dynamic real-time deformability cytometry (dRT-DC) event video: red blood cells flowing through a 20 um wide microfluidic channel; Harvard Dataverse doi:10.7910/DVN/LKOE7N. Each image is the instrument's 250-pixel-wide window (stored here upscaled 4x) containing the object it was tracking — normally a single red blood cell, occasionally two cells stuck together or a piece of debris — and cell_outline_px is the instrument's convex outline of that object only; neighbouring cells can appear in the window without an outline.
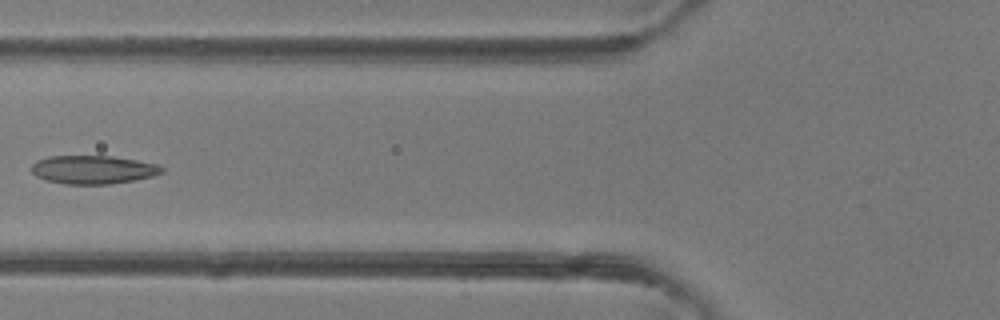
{"species": "common noctule bat (a hibernating species)", "species_latin": "Nyctalus noctula", "temperature_condition": "room temperature", "stored_images_in_passage": 6, "camera_frame_rate_fps": 3000, "um_per_image_px": 0.085, "animal": {"sex": "female"}, "frame": {"image": 1, "passage_image": 6, "time_ms": 5.667, "image_size_px": [1000, 320], "cell_outline_px": [[164, 172], [152, 176], [132, 180], [108, 184], [64, 184], [48, 180], [36, 176], [32, 172], [32, 164], [36, 160], [48, 156], [112, 156], [136, 160], [156, 164], [164, 168]], "centroid_in_image_um": [7.89, 14.41], "position_along_channel_um": 117.9, "area_um2": 21.44}}